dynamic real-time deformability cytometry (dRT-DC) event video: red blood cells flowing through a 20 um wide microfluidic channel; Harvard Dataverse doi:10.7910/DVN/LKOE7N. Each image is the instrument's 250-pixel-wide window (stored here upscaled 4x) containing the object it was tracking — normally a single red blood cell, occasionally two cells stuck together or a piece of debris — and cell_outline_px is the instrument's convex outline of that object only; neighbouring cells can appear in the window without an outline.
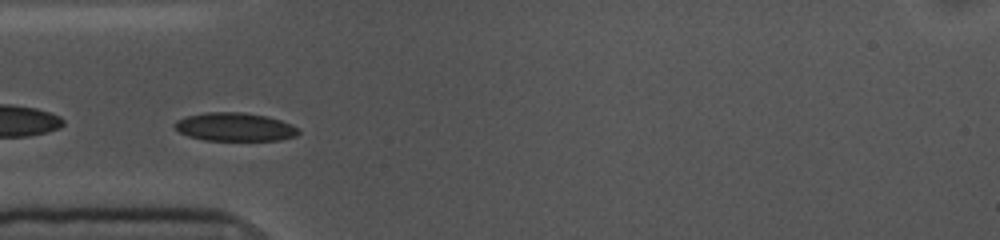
{"species": "common noctule bat (a hibernating species)", "species_latin": "Nyctalus noctula", "temperature_condition": "cold", "stored_images_in_passage": 12, "camera_frame_rate_fps": 3000, "um_per_image_px": 0.085, "animal": {"sex": "female", "body_mass_g": 10.0, "forearm_length_mm": 53.1}, "frame": {"image": 1, "passage_image": 10, "time_ms": 3.0, "image_size_px": [1000, 240], "cell_outline_px": [[300, 132], [296, 136], [280, 140], [204, 140], [188, 136], [180, 132], [172, 124], [176, 120], [184, 116], [204, 112], [244, 112], [268, 116], [292, 124], [300, 128]], "centroid_in_image_um": [19.96, 10.78], "position_along_channel_um": 65.0, "area_um2": 20.75}}